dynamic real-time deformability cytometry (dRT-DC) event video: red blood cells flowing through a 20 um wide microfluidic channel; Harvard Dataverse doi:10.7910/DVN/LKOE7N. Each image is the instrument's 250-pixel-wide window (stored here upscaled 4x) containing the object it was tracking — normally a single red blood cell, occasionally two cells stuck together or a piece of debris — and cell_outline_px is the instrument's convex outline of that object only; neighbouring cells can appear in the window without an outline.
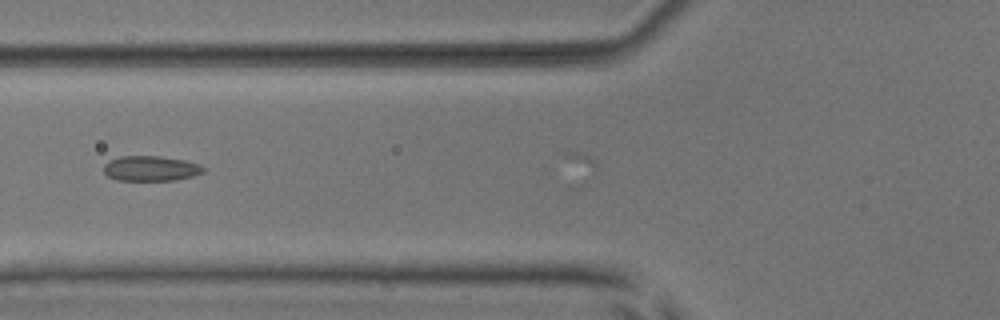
{"species": "common noctule bat (a hibernating species)", "species_latin": "Nyctalus noctula", "temperature_condition": "room temperature", "stored_images_in_passage": 5, "camera_frame_rate_fps": 3000, "um_per_image_px": 0.085, "animal": {"sex": "male", "body_mass_g": 17.9, "forearm_length_mm": 54.2}, "frame": {"image": 1, "passage_image": 2, "time_ms": 0.333, "image_size_px": [1000, 320], "cell_outline_px": [[204, 172], [192, 176], [176, 180], [116, 180], [108, 176], [104, 172], [104, 164], [108, 160], [120, 156], [160, 156], [184, 160], [200, 164], [204, 168]], "centroid_in_image_um": [12.8, 14.31], "position_along_channel_um": 113.0, "area_um2": 14.62}}